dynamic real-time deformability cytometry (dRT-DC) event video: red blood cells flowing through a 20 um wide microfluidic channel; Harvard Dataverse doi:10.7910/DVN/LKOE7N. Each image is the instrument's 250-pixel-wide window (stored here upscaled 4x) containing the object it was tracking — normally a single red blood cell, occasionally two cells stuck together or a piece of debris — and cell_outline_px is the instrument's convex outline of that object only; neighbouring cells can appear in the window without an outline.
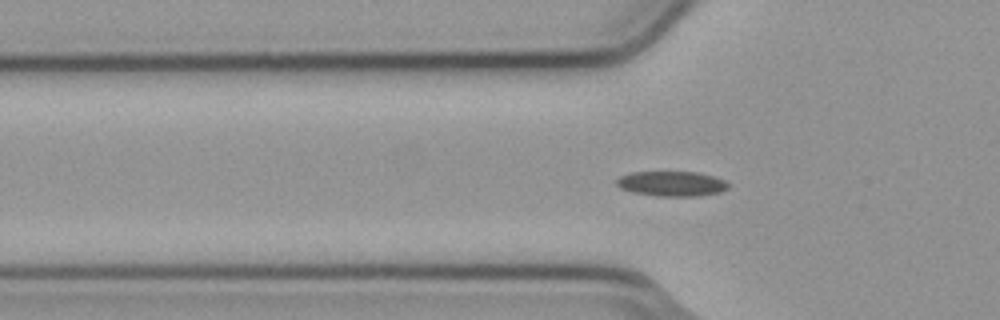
{"species": "common noctule bat (a hibernating species)", "species_latin": "Nyctalus noctula", "temperature_condition": "cold", "stored_images_in_passage": 40, "camera_frame_rate_fps": 3000, "um_per_image_px": 0.085, "animal": {"sex": "male", "body_mass_g": 23.1, "forearm_length_mm": 52.7}, "frame": {"image": 1, "passage_image": 2, "time_ms": 0.333, "image_size_px": [1000, 320], "cell_outline_px": [[728, 188], [720, 192], [700, 196], [656, 196], [632, 192], [620, 188], [616, 184], [616, 180], [620, 176], [632, 172], [696, 172], [712, 176], [724, 180], [728, 184]], "centroid_in_image_um": [57.07, 15.62], "position_along_channel_um": 68.7, "area_um2": 16.24}}
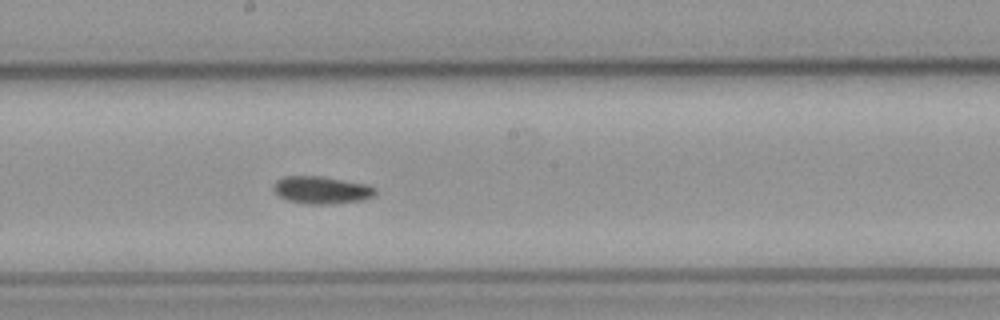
{"frame": {"image": 2, "passage_image": 14, "time_ms": 4.333, "image_size_px": [1000, 320], "cell_outline_px": [[376, 192], [372, 196], [364, 200], [328, 204], [308, 204], [288, 200], [280, 196], [272, 188], [272, 184], [276, 180], [284, 176], [320, 176], [364, 184], [376, 188]], "centroid_in_image_um": [27.29, 16.15], "position_along_channel_um": 220.9, "area_um2": 16.13}}
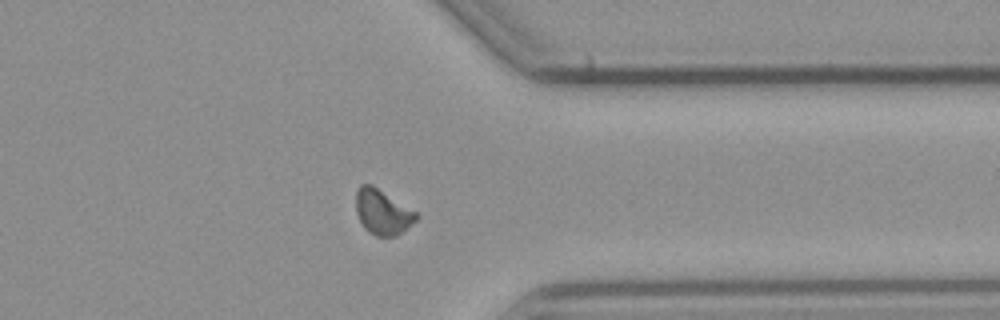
{"frame": {"image": 3, "passage_image": 27, "time_ms": 8.667, "image_size_px": [1000, 320], "cell_outline_px": [[420, 216], [416, 220], [396, 236], [376, 236], [368, 232], [364, 228], [356, 212], [356, 192], [360, 184], [372, 184], [416, 212]], "centroid_in_image_um": [32.49, 18.02], "position_along_channel_um": 378.9, "area_um2": 15.72}}